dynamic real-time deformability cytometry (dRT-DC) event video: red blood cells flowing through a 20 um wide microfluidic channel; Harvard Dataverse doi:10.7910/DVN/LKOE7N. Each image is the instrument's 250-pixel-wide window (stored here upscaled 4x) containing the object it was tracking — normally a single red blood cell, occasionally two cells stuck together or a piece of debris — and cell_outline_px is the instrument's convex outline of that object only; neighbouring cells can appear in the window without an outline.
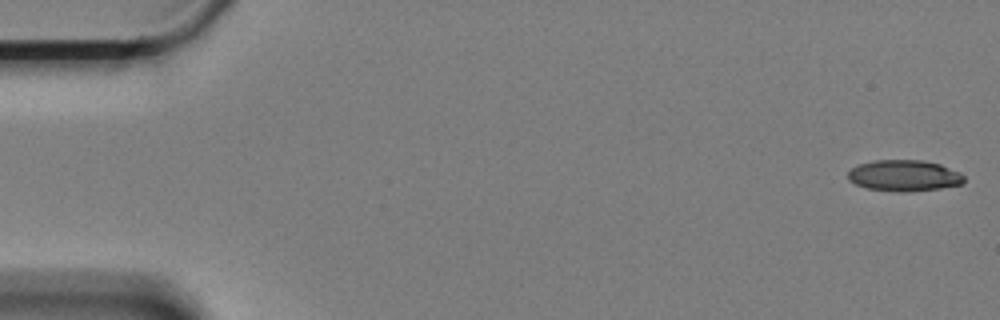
{"species": "Egyptian fruit bat (a non-hibernating species)", "species_latin": "Rousettus aegyptiacus", "temperature_condition": "cold", "stored_images_in_passage": 52, "camera_frame_rate_fps": 3000, "um_per_image_px": 0.085, "animal": {"sex": "female"}, "frame": {"image": 1, "passage_image": 1, "time_ms": 0.0, "image_size_px": [1000, 320], "cell_outline_px": [[964, 180], [960, 184], [940, 188], [868, 188], [856, 184], [848, 180], [848, 172], [852, 168], [860, 164], [876, 160], [924, 160], [940, 164], [960, 172], [964, 176]], "centroid_in_image_um": [76.86, 14.85], "position_along_channel_um": 8.1, "area_um2": 19.83}}
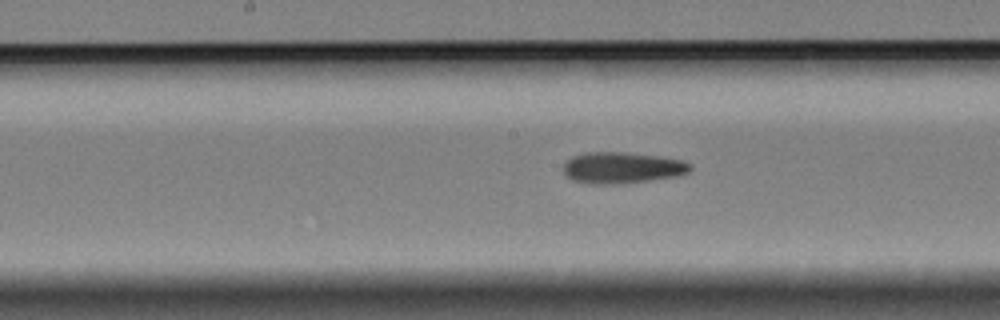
{"frame": {"image": 2, "passage_image": 30, "time_ms": 9.667, "image_size_px": [1000, 320], "cell_outline_px": [[692, 168], [688, 172], [680, 176], [616, 184], [592, 184], [572, 180], [564, 172], [564, 164], [572, 156], [584, 152], [620, 152], [660, 156], [680, 160], [692, 164]], "centroid_in_image_um": [52.89, 14.25], "position_along_channel_um": 195.3, "area_um2": 23.06}}
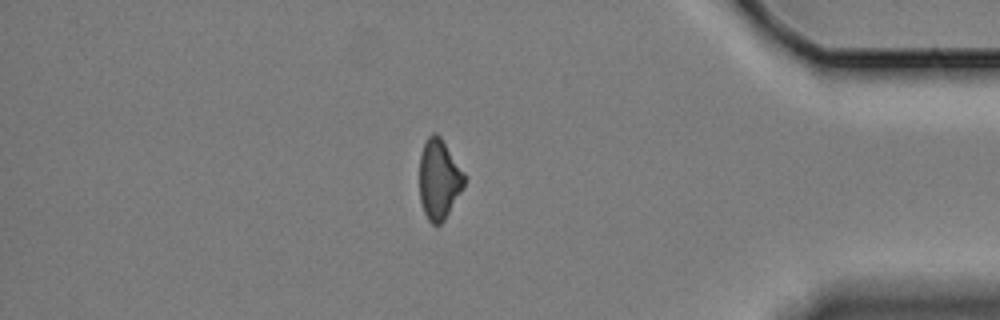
{"frame": {"image": 3, "passage_image": 51, "time_ms": 16.667, "image_size_px": [1000, 320], "cell_outline_px": [[464, 184], [460, 192], [444, 220], [440, 224], [432, 224], [428, 220], [424, 212], [420, 200], [420, 156], [424, 144], [428, 136], [432, 132], [436, 132], [440, 136], [464, 172]], "centroid_in_image_um": [37.3, 15.22], "position_along_channel_um": 397.9, "area_um2": 20.58}}